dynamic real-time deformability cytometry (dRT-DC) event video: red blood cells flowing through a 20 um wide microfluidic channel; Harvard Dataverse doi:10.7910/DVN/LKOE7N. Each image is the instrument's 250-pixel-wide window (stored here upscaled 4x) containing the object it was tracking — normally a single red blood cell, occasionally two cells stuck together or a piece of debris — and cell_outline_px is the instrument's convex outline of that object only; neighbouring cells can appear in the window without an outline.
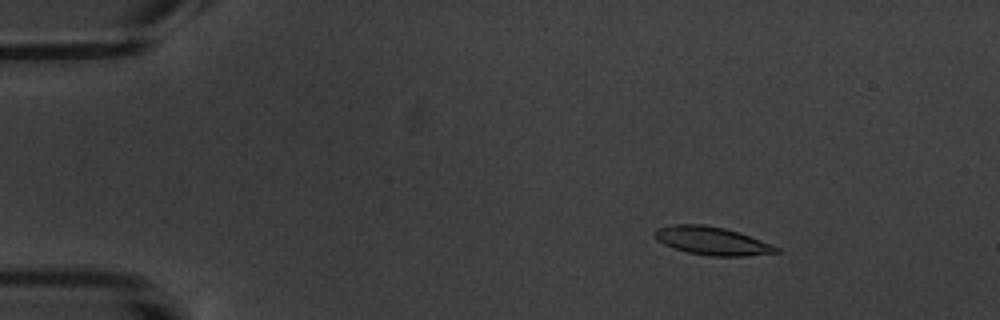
{"species": "common noctule bat (a hibernating species)", "species_latin": "Nyctalus noctula", "temperature_condition": "warm", "stored_images_in_passage": 8, "camera_frame_rate_fps": 3000, "um_per_image_px": 0.085, "animal": {"sex": "male", "body_mass_g": 20.1, "forearm_length_mm": 53.5}, "frame": {"image": 1, "passage_image": 3, "time_ms": 2.333, "image_size_px": [1000, 320], "cell_outline_px": [[780, 252], [744, 256], [708, 256], [688, 252], [672, 248], [656, 240], [656, 228], [668, 224], [704, 224], [724, 228], [740, 232], [780, 248]], "centroid_in_image_um": [60.5, 20.46], "position_along_channel_um": 24.5, "area_um2": 20.0}}
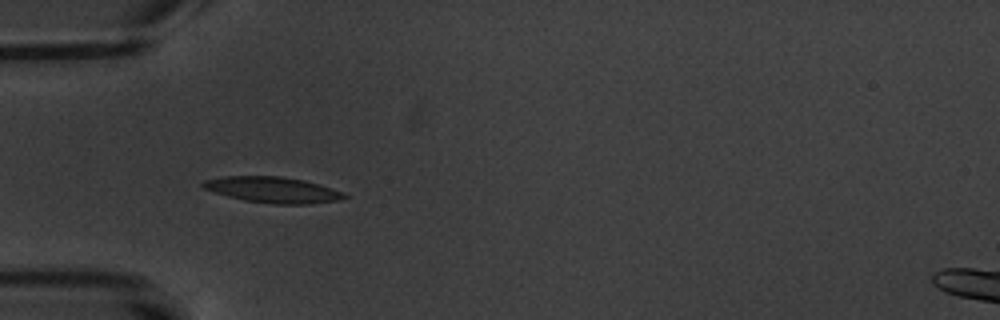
{"frame": {"image": 2, "passage_image": 6, "time_ms": 5.667, "image_size_px": [1000, 320], "cell_outline_px": [[348, 196], [340, 200], [308, 204], [272, 204], [244, 200], [228, 196], [204, 188], [200, 184], [204, 180], [224, 176], [280, 176], [304, 180], [320, 184], [344, 192]], "centroid_in_image_um": [23.22, 16.13], "position_along_channel_um": 61.8, "area_um2": 21.33}}
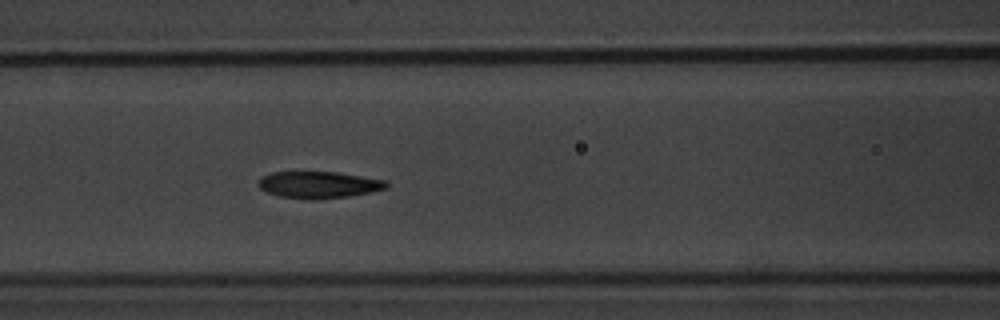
{"frame": {"image": 3, "passage_image": 8, "time_ms": 8.0, "image_size_px": [1000, 320], "cell_outline_px": [[388, 188], [372, 192], [348, 196], [312, 200], [308, 200], [280, 196], [264, 192], [256, 184], [260, 176], [272, 172], [340, 172], [388, 180]], "centroid_in_image_um": [27.08, 15.7], "position_along_channel_um": 139.5, "area_um2": 20.4}}